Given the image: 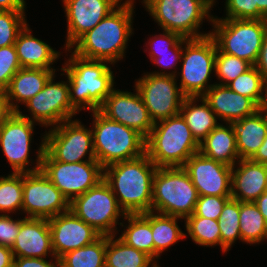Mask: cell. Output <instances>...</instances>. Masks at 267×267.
Here are the masks:
<instances>
[{"label":"cell","instance_id":"6da1fadb","mask_svg":"<svg viewBox=\"0 0 267 267\" xmlns=\"http://www.w3.org/2000/svg\"><path fill=\"white\" fill-rule=\"evenodd\" d=\"M134 0H126L103 18L92 30L82 35L70 49L85 59L107 61L115 64L123 59L131 34H133Z\"/></svg>","mask_w":267,"mask_h":267},{"label":"cell","instance_id":"7a4b0ae2","mask_svg":"<svg viewBox=\"0 0 267 267\" xmlns=\"http://www.w3.org/2000/svg\"><path fill=\"white\" fill-rule=\"evenodd\" d=\"M157 166L143 156L103 168V179L110 186L125 214L151 211L153 178Z\"/></svg>","mask_w":267,"mask_h":267},{"label":"cell","instance_id":"3957f363","mask_svg":"<svg viewBox=\"0 0 267 267\" xmlns=\"http://www.w3.org/2000/svg\"><path fill=\"white\" fill-rule=\"evenodd\" d=\"M61 70L66 74L70 102L78 113L97 111L114 89V74L107 61L85 59L72 52Z\"/></svg>","mask_w":267,"mask_h":267},{"label":"cell","instance_id":"277c9868","mask_svg":"<svg viewBox=\"0 0 267 267\" xmlns=\"http://www.w3.org/2000/svg\"><path fill=\"white\" fill-rule=\"evenodd\" d=\"M199 152V143L179 113L154 123L146 137L145 154L157 167H183Z\"/></svg>","mask_w":267,"mask_h":267},{"label":"cell","instance_id":"5b68a950","mask_svg":"<svg viewBox=\"0 0 267 267\" xmlns=\"http://www.w3.org/2000/svg\"><path fill=\"white\" fill-rule=\"evenodd\" d=\"M93 115V149L95 159L106 166L139 158L145 154L146 138L133 128L108 119L99 110Z\"/></svg>","mask_w":267,"mask_h":267},{"label":"cell","instance_id":"8992f818","mask_svg":"<svg viewBox=\"0 0 267 267\" xmlns=\"http://www.w3.org/2000/svg\"><path fill=\"white\" fill-rule=\"evenodd\" d=\"M198 191L183 167H157L152 188L151 211L184 220L193 214Z\"/></svg>","mask_w":267,"mask_h":267},{"label":"cell","instance_id":"52a82bcc","mask_svg":"<svg viewBox=\"0 0 267 267\" xmlns=\"http://www.w3.org/2000/svg\"><path fill=\"white\" fill-rule=\"evenodd\" d=\"M142 3L162 30L186 39L210 35L199 32V28L205 18L212 21L210 10L216 3L213 0H143Z\"/></svg>","mask_w":267,"mask_h":267},{"label":"cell","instance_id":"ba28073f","mask_svg":"<svg viewBox=\"0 0 267 267\" xmlns=\"http://www.w3.org/2000/svg\"><path fill=\"white\" fill-rule=\"evenodd\" d=\"M214 39L220 52L236 56L254 66L258 60L264 35L267 33V19H220L211 21Z\"/></svg>","mask_w":267,"mask_h":267},{"label":"cell","instance_id":"9c48e42d","mask_svg":"<svg viewBox=\"0 0 267 267\" xmlns=\"http://www.w3.org/2000/svg\"><path fill=\"white\" fill-rule=\"evenodd\" d=\"M70 210L102 236L116 234L118 219L125 217L110 186L101 180L95 187L75 197L70 202Z\"/></svg>","mask_w":267,"mask_h":267},{"label":"cell","instance_id":"30bf717a","mask_svg":"<svg viewBox=\"0 0 267 267\" xmlns=\"http://www.w3.org/2000/svg\"><path fill=\"white\" fill-rule=\"evenodd\" d=\"M217 47L208 35L186 39L181 56L182 67L180 89L186 97H202L213 85L208 84L215 68Z\"/></svg>","mask_w":267,"mask_h":267},{"label":"cell","instance_id":"8fae6325","mask_svg":"<svg viewBox=\"0 0 267 267\" xmlns=\"http://www.w3.org/2000/svg\"><path fill=\"white\" fill-rule=\"evenodd\" d=\"M176 77L174 68L171 73L164 70L144 74L135 83L134 87L139 91L154 123L180 113L186 96L177 86Z\"/></svg>","mask_w":267,"mask_h":267},{"label":"cell","instance_id":"7c38bea8","mask_svg":"<svg viewBox=\"0 0 267 267\" xmlns=\"http://www.w3.org/2000/svg\"><path fill=\"white\" fill-rule=\"evenodd\" d=\"M44 150L56 161L79 163L96 161L92 129L79 120L63 121L44 134ZM88 154V159H85Z\"/></svg>","mask_w":267,"mask_h":267},{"label":"cell","instance_id":"4fadbf2b","mask_svg":"<svg viewBox=\"0 0 267 267\" xmlns=\"http://www.w3.org/2000/svg\"><path fill=\"white\" fill-rule=\"evenodd\" d=\"M40 170L69 202L103 180V167L99 162L64 163L54 160L45 150Z\"/></svg>","mask_w":267,"mask_h":267},{"label":"cell","instance_id":"5bb4252c","mask_svg":"<svg viewBox=\"0 0 267 267\" xmlns=\"http://www.w3.org/2000/svg\"><path fill=\"white\" fill-rule=\"evenodd\" d=\"M34 124L18 112H12L0 127V146L11 165L12 173H31L39 171L41 168L44 153V135L37 151L36 165L32 169L31 167L28 168Z\"/></svg>","mask_w":267,"mask_h":267},{"label":"cell","instance_id":"9a60e30c","mask_svg":"<svg viewBox=\"0 0 267 267\" xmlns=\"http://www.w3.org/2000/svg\"><path fill=\"white\" fill-rule=\"evenodd\" d=\"M55 74L46 82L44 88L25 103L30 111V118L22 111L18 113L30 121L45 127H56L63 121L71 120L77 110L70 102L68 80L55 82Z\"/></svg>","mask_w":267,"mask_h":267},{"label":"cell","instance_id":"2e32d148","mask_svg":"<svg viewBox=\"0 0 267 267\" xmlns=\"http://www.w3.org/2000/svg\"><path fill=\"white\" fill-rule=\"evenodd\" d=\"M70 210V202L41 170L23 173V213L49 219Z\"/></svg>","mask_w":267,"mask_h":267},{"label":"cell","instance_id":"e0dca14e","mask_svg":"<svg viewBox=\"0 0 267 267\" xmlns=\"http://www.w3.org/2000/svg\"><path fill=\"white\" fill-rule=\"evenodd\" d=\"M135 90L136 93L113 89L99 111L108 119L133 128L146 138L154 122L136 87Z\"/></svg>","mask_w":267,"mask_h":267},{"label":"cell","instance_id":"ac0fdd59","mask_svg":"<svg viewBox=\"0 0 267 267\" xmlns=\"http://www.w3.org/2000/svg\"><path fill=\"white\" fill-rule=\"evenodd\" d=\"M183 168L199 196H231L232 167L197 152Z\"/></svg>","mask_w":267,"mask_h":267},{"label":"cell","instance_id":"d6986e66","mask_svg":"<svg viewBox=\"0 0 267 267\" xmlns=\"http://www.w3.org/2000/svg\"><path fill=\"white\" fill-rule=\"evenodd\" d=\"M52 247L55 257L92 244L102 235L77 217L71 210L49 218Z\"/></svg>","mask_w":267,"mask_h":267},{"label":"cell","instance_id":"ffe728a7","mask_svg":"<svg viewBox=\"0 0 267 267\" xmlns=\"http://www.w3.org/2000/svg\"><path fill=\"white\" fill-rule=\"evenodd\" d=\"M122 0H62L67 17L66 49L121 4Z\"/></svg>","mask_w":267,"mask_h":267},{"label":"cell","instance_id":"44dd1931","mask_svg":"<svg viewBox=\"0 0 267 267\" xmlns=\"http://www.w3.org/2000/svg\"><path fill=\"white\" fill-rule=\"evenodd\" d=\"M11 250L14 257L54 258L48 219L23 217Z\"/></svg>","mask_w":267,"mask_h":267},{"label":"cell","instance_id":"7402d4cb","mask_svg":"<svg viewBox=\"0 0 267 267\" xmlns=\"http://www.w3.org/2000/svg\"><path fill=\"white\" fill-rule=\"evenodd\" d=\"M203 98L217 118L226 124L253 115L260 109L250 98L232 91L227 85L214 84Z\"/></svg>","mask_w":267,"mask_h":267},{"label":"cell","instance_id":"603a6c76","mask_svg":"<svg viewBox=\"0 0 267 267\" xmlns=\"http://www.w3.org/2000/svg\"><path fill=\"white\" fill-rule=\"evenodd\" d=\"M232 167L231 198L240 202H254L267 191V168L265 164L250 159H239Z\"/></svg>","mask_w":267,"mask_h":267},{"label":"cell","instance_id":"cb8c5ba5","mask_svg":"<svg viewBox=\"0 0 267 267\" xmlns=\"http://www.w3.org/2000/svg\"><path fill=\"white\" fill-rule=\"evenodd\" d=\"M55 71V69L20 68L4 90L10 110L18 112L19 102L25 104L41 91Z\"/></svg>","mask_w":267,"mask_h":267},{"label":"cell","instance_id":"d4e9b609","mask_svg":"<svg viewBox=\"0 0 267 267\" xmlns=\"http://www.w3.org/2000/svg\"><path fill=\"white\" fill-rule=\"evenodd\" d=\"M26 24L19 32L14 44L22 68L53 69V63L59 59L60 52L44 41L34 37Z\"/></svg>","mask_w":267,"mask_h":267},{"label":"cell","instance_id":"484cf974","mask_svg":"<svg viewBox=\"0 0 267 267\" xmlns=\"http://www.w3.org/2000/svg\"><path fill=\"white\" fill-rule=\"evenodd\" d=\"M199 152L230 167L236 165L240 158L236 147V133L233 124L227 123L224 126L219 123L199 143Z\"/></svg>","mask_w":267,"mask_h":267},{"label":"cell","instance_id":"4316f807","mask_svg":"<svg viewBox=\"0 0 267 267\" xmlns=\"http://www.w3.org/2000/svg\"><path fill=\"white\" fill-rule=\"evenodd\" d=\"M240 159H250L267 136V116L259 109L253 115L232 123Z\"/></svg>","mask_w":267,"mask_h":267},{"label":"cell","instance_id":"83f0119b","mask_svg":"<svg viewBox=\"0 0 267 267\" xmlns=\"http://www.w3.org/2000/svg\"><path fill=\"white\" fill-rule=\"evenodd\" d=\"M199 100L202 104L197 105L196 103ZM180 114L198 143L219 124V122L217 123L216 114L203 96L185 97L180 108Z\"/></svg>","mask_w":267,"mask_h":267},{"label":"cell","instance_id":"f1b7e54d","mask_svg":"<svg viewBox=\"0 0 267 267\" xmlns=\"http://www.w3.org/2000/svg\"><path fill=\"white\" fill-rule=\"evenodd\" d=\"M115 237L106 236L105 267H159L157 260Z\"/></svg>","mask_w":267,"mask_h":267},{"label":"cell","instance_id":"f546056e","mask_svg":"<svg viewBox=\"0 0 267 267\" xmlns=\"http://www.w3.org/2000/svg\"><path fill=\"white\" fill-rule=\"evenodd\" d=\"M128 225L119 238L127 245L142 251L154 260V241L151 231V211L143 214H126Z\"/></svg>","mask_w":267,"mask_h":267},{"label":"cell","instance_id":"4dcf8cb0","mask_svg":"<svg viewBox=\"0 0 267 267\" xmlns=\"http://www.w3.org/2000/svg\"><path fill=\"white\" fill-rule=\"evenodd\" d=\"M176 216L163 215L151 211V231L154 241V261L169 246L183 240L187 235L180 229Z\"/></svg>","mask_w":267,"mask_h":267},{"label":"cell","instance_id":"1f68e13d","mask_svg":"<svg viewBox=\"0 0 267 267\" xmlns=\"http://www.w3.org/2000/svg\"><path fill=\"white\" fill-rule=\"evenodd\" d=\"M239 224L242 242L252 245L267 239V223L254 202L239 201Z\"/></svg>","mask_w":267,"mask_h":267},{"label":"cell","instance_id":"d6a6232c","mask_svg":"<svg viewBox=\"0 0 267 267\" xmlns=\"http://www.w3.org/2000/svg\"><path fill=\"white\" fill-rule=\"evenodd\" d=\"M106 236L60 258L61 267H105Z\"/></svg>","mask_w":267,"mask_h":267},{"label":"cell","instance_id":"836d02e7","mask_svg":"<svg viewBox=\"0 0 267 267\" xmlns=\"http://www.w3.org/2000/svg\"><path fill=\"white\" fill-rule=\"evenodd\" d=\"M221 235V250L223 253L230 250L236 240L242 241L239 224V201L229 198L218 218Z\"/></svg>","mask_w":267,"mask_h":267},{"label":"cell","instance_id":"e575fe53","mask_svg":"<svg viewBox=\"0 0 267 267\" xmlns=\"http://www.w3.org/2000/svg\"><path fill=\"white\" fill-rule=\"evenodd\" d=\"M185 227L188 236L194 243L200 246H221V235L218 220L195 216H188L185 220Z\"/></svg>","mask_w":267,"mask_h":267},{"label":"cell","instance_id":"d590c367","mask_svg":"<svg viewBox=\"0 0 267 267\" xmlns=\"http://www.w3.org/2000/svg\"><path fill=\"white\" fill-rule=\"evenodd\" d=\"M234 92L250 98L259 108L262 106L267 85L255 66L227 84Z\"/></svg>","mask_w":267,"mask_h":267},{"label":"cell","instance_id":"8d00e7d4","mask_svg":"<svg viewBox=\"0 0 267 267\" xmlns=\"http://www.w3.org/2000/svg\"><path fill=\"white\" fill-rule=\"evenodd\" d=\"M23 173L0 177V213L7 214L22 209Z\"/></svg>","mask_w":267,"mask_h":267},{"label":"cell","instance_id":"74e56055","mask_svg":"<svg viewBox=\"0 0 267 267\" xmlns=\"http://www.w3.org/2000/svg\"><path fill=\"white\" fill-rule=\"evenodd\" d=\"M251 67L252 65L249 62L236 56L220 52L217 49L214 72L220 82L216 84L227 85Z\"/></svg>","mask_w":267,"mask_h":267},{"label":"cell","instance_id":"f35d334b","mask_svg":"<svg viewBox=\"0 0 267 267\" xmlns=\"http://www.w3.org/2000/svg\"><path fill=\"white\" fill-rule=\"evenodd\" d=\"M24 11H0V48L14 45L27 24Z\"/></svg>","mask_w":267,"mask_h":267},{"label":"cell","instance_id":"ab89813d","mask_svg":"<svg viewBox=\"0 0 267 267\" xmlns=\"http://www.w3.org/2000/svg\"><path fill=\"white\" fill-rule=\"evenodd\" d=\"M226 17L220 19H267L258 9L255 0H226Z\"/></svg>","mask_w":267,"mask_h":267},{"label":"cell","instance_id":"60d3db41","mask_svg":"<svg viewBox=\"0 0 267 267\" xmlns=\"http://www.w3.org/2000/svg\"><path fill=\"white\" fill-rule=\"evenodd\" d=\"M22 68L14 45L0 48V90H5L12 77Z\"/></svg>","mask_w":267,"mask_h":267},{"label":"cell","instance_id":"b9f144b4","mask_svg":"<svg viewBox=\"0 0 267 267\" xmlns=\"http://www.w3.org/2000/svg\"><path fill=\"white\" fill-rule=\"evenodd\" d=\"M231 196H199L193 214L218 220L226 201Z\"/></svg>","mask_w":267,"mask_h":267},{"label":"cell","instance_id":"7bdbcfd3","mask_svg":"<svg viewBox=\"0 0 267 267\" xmlns=\"http://www.w3.org/2000/svg\"><path fill=\"white\" fill-rule=\"evenodd\" d=\"M163 32V34L153 36L154 38L148 42L151 48L149 54H164L170 53L171 49H183L185 38L174 32L166 30Z\"/></svg>","mask_w":267,"mask_h":267},{"label":"cell","instance_id":"ee69618b","mask_svg":"<svg viewBox=\"0 0 267 267\" xmlns=\"http://www.w3.org/2000/svg\"><path fill=\"white\" fill-rule=\"evenodd\" d=\"M21 219L13 220L8 214L0 215V245L12 248L20 230Z\"/></svg>","mask_w":267,"mask_h":267},{"label":"cell","instance_id":"f6af8a7d","mask_svg":"<svg viewBox=\"0 0 267 267\" xmlns=\"http://www.w3.org/2000/svg\"><path fill=\"white\" fill-rule=\"evenodd\" d=\"M183 49H171V53L149 54L151 62L164 69H173L181 61Z\"/></svg>","mask_w":267,"mask_h":267},{"label":"cell","instance_id":"bcb514c9","mask_svg":"<svg viewBox=\"0 0 267 267\" xmlns=\"http://www.w3.org/2000/svg\"><path fill=\"white\" fill-rule=\"evenodd\" d=\"M55 262H49L46 258L14 257L13 267H61L60 259L54 257Z\"/></svg>","mask_w":267,"mask_h":267},{"label":"cell","instance_id":"7dc6e473","mask_svg":"<svg viewBox=\"0 0 267 267\" xmlns=\"http://www.w3.org/2000/svg\"><path fill=\"white\" fill-rule=\"evenodd\" d=\"M254 66L262 74L265 84L267 85V33L263 37L259 57Z\"/></svg>","mask_w":267,"mask_h":267},{"label":"cell","instance_id":"c3c4849f","mask_svg":"<svg viewBox=\"0 0 267 267\" xmlns=\"http://www.w3.org/2000/svg\"><path fill=\"white\" fill-rule=\"evenodd\" d=\"M24 0H0V11H25Z\"/></svg>","mask_w":267,"mask_h":267},{"label":"cell","instance_id":"681fc988","mask_svg":"<svg viewBox=\"0 0 267 267\" xmlns=\"http://www.w3.org/2000/svg\"><path fill=\"white\" fill-rule=\"evenodd\" d=\"M13 260L11 248L0 245V267H13Z\"/></svg>","mask_w":267,"mask_h":267},{"label":"cell","instance_id":"f907efd6","mask_svg":"<svg viewBox=\"0 0 267 267\" xmlns=\"http://www.w3.org/2000/svg\"><path fill=\"white\" fill-rule=\"evenodd\" d=\"M11 113L12 111L9 108L5 91L0 90V127Z\"/></svg>","mask_w":267,"mask_h":267},{"label":"cell","instance_id":"816d5d0a","mask_svg":"<svg viewBox=\"0 0 267 267\" xmlns=\"http://www.w3.org/2000/svg\"><path fill=\"white\" fill-rule=\"evenodd\" d=\"M250 160L256 163H267V136L265 137L262 145L258 148L256 153L250 158Z\"/></svg>","mask_w":267,"mask_h":267},{"label":"cell","instance_id":"f5cc1de1","mask_svg":"<svg viewBox=\"0 0 267 267\" xmlns=\"http://www.w3.org/2000/svg\"><path fill=\"white\" fill-rule=\"evenodd\" d=\"M255 205L257 206L260 213L265 218V221L267 223V191H265L263 194H261L255 201Z\"/></svg>","mask_w":267,"mask_h":267},{"label":"cell","instance_id":"db71d44e","mask_svg":"<svg viewBox=\"0 0 267 267\" xmlns=\"http://www.w3.org/2000/svg\"><path fill=\"white\" fill-rule=\"evenodd\" d=\"M259 11L267 18V0H255Z\"/></svg>","mask_w":267,"mask_h":267},{"label":"cell","instance_id":"11a10c76","mask_svg":"<svg viewBox=\"0 0 267 267\" xmlns=\"http://www.w3.org/2000/svg\"><path fill=\"white\" fill-rule=\"evenodd\" d=\"M260 109L264 112V114L267 116V89L265 91V97L262 106Z\"/></svg>","mask_w":267,"mask_h":267}]
</instances>
